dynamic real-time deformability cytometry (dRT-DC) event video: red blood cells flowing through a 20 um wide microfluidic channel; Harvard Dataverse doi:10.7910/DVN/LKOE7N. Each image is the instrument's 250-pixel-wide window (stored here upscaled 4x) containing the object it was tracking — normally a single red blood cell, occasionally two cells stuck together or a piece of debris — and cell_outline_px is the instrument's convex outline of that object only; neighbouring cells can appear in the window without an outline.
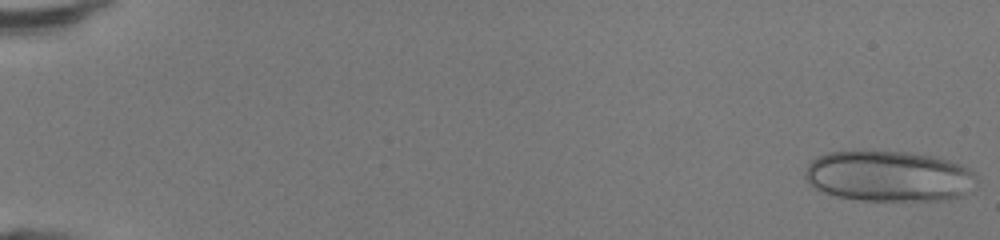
{"species": "human", "species_latin": "Homo sapiens", "temperature_condition": "room temperature", "stored_images_in_passage": 47, "camera_frame_rate_fps": 3000, "um_per_image_px": 0.085, "donor": {"sex": "female"}, "frame": {"image": 1, "passage_image": 1, "time_ms": 0.0, "image_size_px": [1000, 240], "cell_outline_px": [[976, 180], [960, 196], [940, 200], [860, 200], [836, 196], [824, 192], [808, 184], [804, 176], [804, 172], [808, 164], [816, 156], [828, 152], [908, 152], [936, 156], [960, 164], [968, 168], [976, 176]], "centroid_in_image_um": [75.49, 14.97], "position_along_channel_um": 9.5, "area_um2": 50.29}}
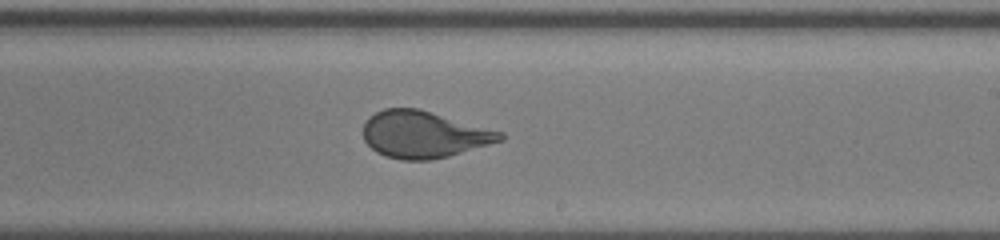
{"frame": {"image": 2, "passage_image": 30, "time_ms": 9.667, "image_size_px": [1000, 240], "cell_outline_px": [[504, 140], [448, 156], [432, 160], [400, 160], [384, 156], [376, 152], [364, 140], [364, 124], [376, 112], [384, 108], [420, 108], [504, 132]], "centroid_in_image_um": [36.05, 11.43], "position_along_channel_um": 253.0, "area_um2": 37.45}}
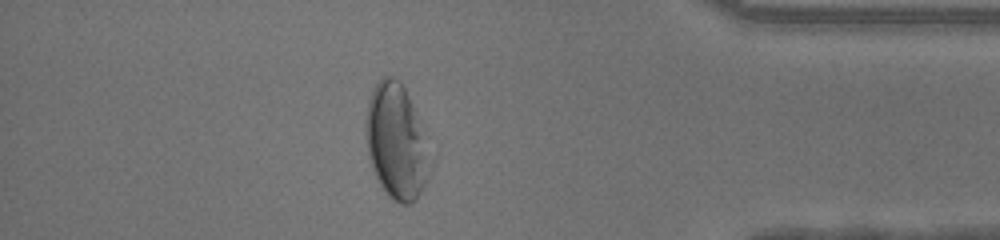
{"frame": {"image": 3, "passage_image": 42, "time_ms": 13.667, "image_size_px": [1000, 240], "cell_outline_px": [[428, 180], [416, 200], [412, 204], [400, 204], [392, 200], [384, 192], [372, 168], [368, 156], [364, 136], [364, 120], [368, 100], [372, 88], [384, 76], [392, 76], [400, 80], [408, 96], [416, 116], [428, 176]], "centroid_in_image_um": [33.55, 12.06], "position_along_channel_um": 401.6, "area_um2": 41.73}, "authors_computed_cell_mechanics": {"area_um2": 41.7316, "velocity_mm_per_s": 4.3527, "shape_relaxation_time_tau1_ms": 4.7007, "shape_relaxation_time_tau2_ms": null, "deformation_change_tau1": 0.1738, "deformation_change_tau2": null}}